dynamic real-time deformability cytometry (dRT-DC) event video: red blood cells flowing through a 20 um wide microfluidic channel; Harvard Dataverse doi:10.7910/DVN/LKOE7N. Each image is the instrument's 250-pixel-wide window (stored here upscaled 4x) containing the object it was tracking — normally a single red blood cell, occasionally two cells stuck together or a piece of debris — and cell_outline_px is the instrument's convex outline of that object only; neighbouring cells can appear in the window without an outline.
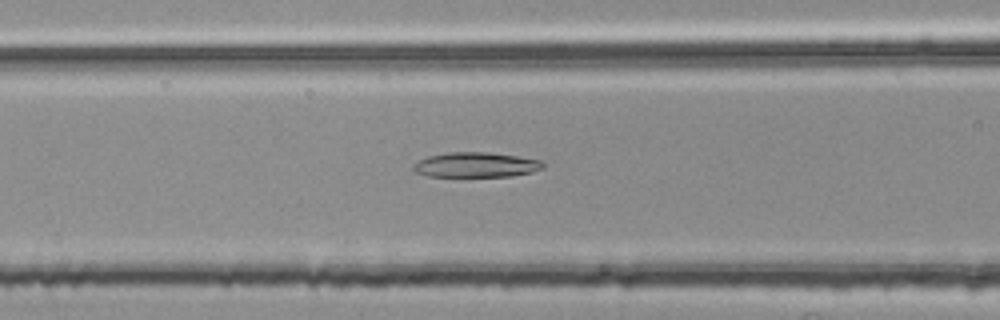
{"species": "common noctule bat (a hibernating species)", "species_latin": "Nyctalus noctula", "temperature_condition": "room temperature", "stored_images_in_passage": 43, "camera_frame_rate_fps": 3000, "um_per_image_px": 0.085, "animal": {"sex": "female", "body_mass_g": 25.1}, "frame": {"image": 1, "passage_image": 15, "time_ms": 4.667, "image_size_px": [1000, 320], "cell_outline_px": [[544, 168], [532, 172], [512, 176], [460, 180], [428, 176], [416, 172], [412, 168], [412, 164], [428, 156], [448, 152], [488, 152], [516, 156], [540, 160], [544, 164]], "centroid_in_image_um": [40.4, 14.07], "position_along_channel_um": 126.2, "area_um2": 20.0}}
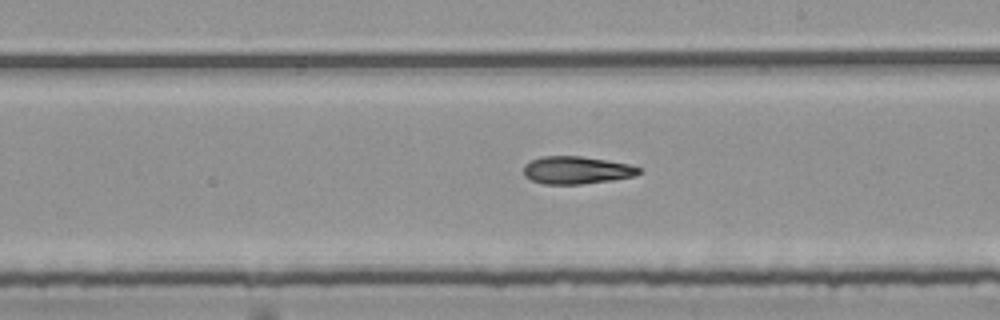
{"frame": {"image": 2, "passage_image": 24, "time_ms": 7.667, "image_size_px": [1000, 320], "cell_outline_px": [[640, 172], [636, 176], [612, 180], [580, 184], [544, 184], [532, 180], [524, 176], [524, 164], [532, 160], [544, 156], [580, 156], [628, 164], [640, 168]], "centroid_in_image_um": [48.99, 14.47], "position_along_channel_um": 240.0, "area_um2": 18.38}}
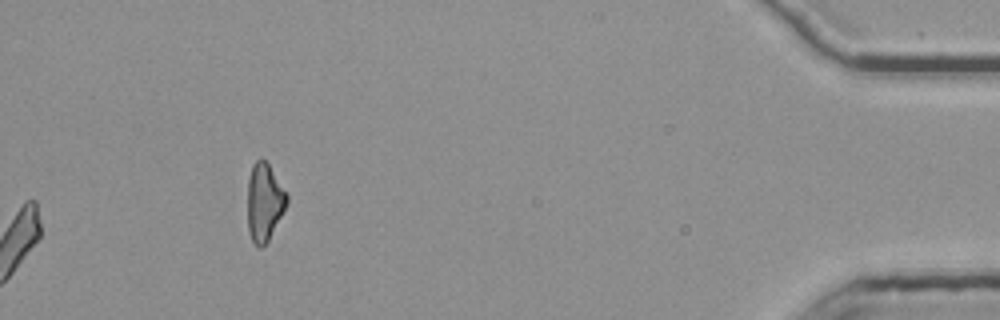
{"frame": {"image": 3, "passage_image": 43, "time_ms": 14.0, "image_size_px": [1000, 320], "cell_outline_px": [[288, 204], [268, 240], [260, 248], [252, 240], [248, 232], [248, 180], [252, 168], [256, 160], [260, 156], [268, 164], [288, 196]], "centroid_in_image_um": [22.47, 17.18], "position_along_channel_um": 412.7, "area_um2": 17.51}}